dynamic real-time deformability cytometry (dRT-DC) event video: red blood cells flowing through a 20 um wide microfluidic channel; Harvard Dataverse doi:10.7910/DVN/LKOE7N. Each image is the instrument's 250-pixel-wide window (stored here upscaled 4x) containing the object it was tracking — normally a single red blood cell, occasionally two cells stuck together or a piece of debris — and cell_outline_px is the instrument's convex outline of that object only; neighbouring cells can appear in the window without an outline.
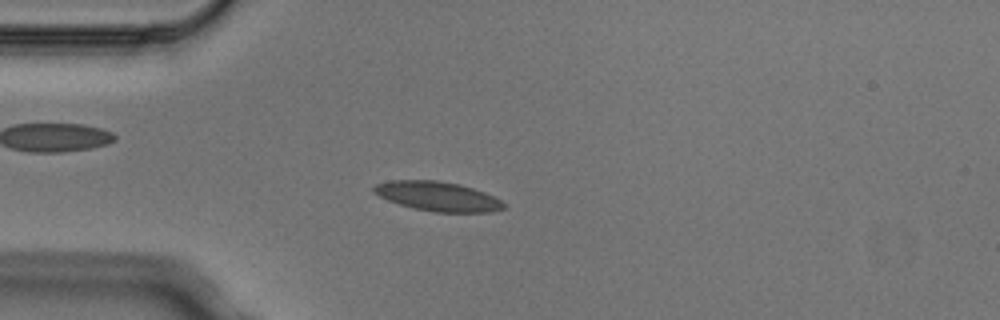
{"species": "Egyptian fruit bat (a non-hibernating species)", "species_latin": "Rousettus aegyptiacus", "temperature_condition": "cold", "stored_images_in_passage": 3, "camera_frame_rate_fps": 3000, "um_per_image_px": 0.085, "animal": {"sex": "male"}, "frame": {"image": 1, "passage_image": 3, "time_ms": 0.667, "image_size_px": [1000, 320], "cell_outline_px": [[508, 204], [504, 208], [492, 212], [432, 212], [412, 208], [388, 200], [372, 192], [372, 188], [376, 184], [392, 180], [436, 180], [460, 184], [484, 192]], "centroid_in_image_um": [37.21, 16.69], "position_along_channel_um": 47.8, "area_um2": 22.31}}